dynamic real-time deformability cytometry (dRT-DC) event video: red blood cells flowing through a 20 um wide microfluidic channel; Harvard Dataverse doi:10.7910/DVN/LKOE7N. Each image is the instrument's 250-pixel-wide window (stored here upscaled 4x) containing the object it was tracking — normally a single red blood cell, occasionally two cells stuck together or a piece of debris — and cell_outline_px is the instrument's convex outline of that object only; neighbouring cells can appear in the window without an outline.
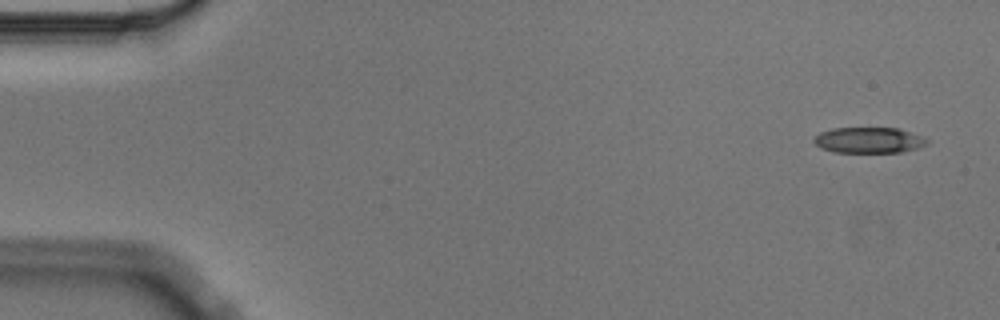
{"species": "Egyptian fruit bat (a non-hibernating species)", "species_latin": "Rousettus aegyptiacus", "temperature_condition": "cold", "stored_images_in_passage": 4, "camera_frame_rate_fps": 3000, "um_per_image_px": 0.085, "animal": {"sex": "male"}, "frame": {"image": 1, "passage_image": 1, "time_ms": 0.0, "image_size_px": [1000, 320], "cell_outline_px": [[928, 144], [904, 152], [836, 152], [820, 148], [812, 140], [820, 132], [832, 128], [900, 128], [924, 136], [928, 140]], "centroid_in_image_um": [73.88, 11.91], "position_along_channel_um": 11.1, "area_um2": 17.11}}
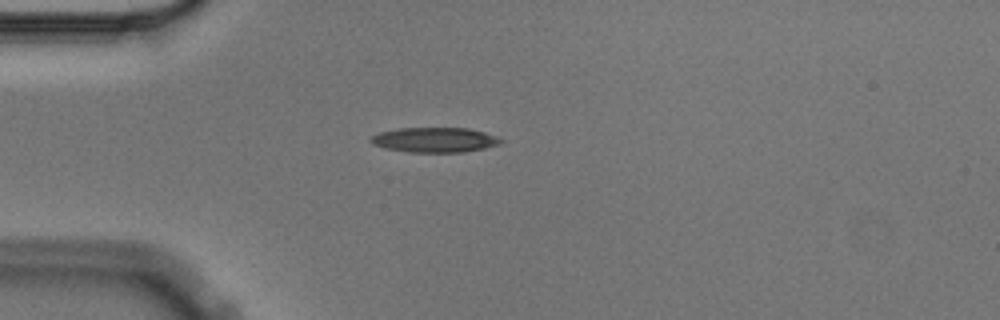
{"frame": {"image": 2, "passage_image": 4, "time_ms": 1.0, "image_size_px": [1000, 320], "cell_outline_px": [[504, 140], [500, 144], [484, 148], [464, 152], [408, 152], [388, 148], [372, 144], [368, 140], [372, 136], [380, 132], [400, 128], [468, 128], [500, 136]], "centroid_in_image_um": [37.0, 11.88], "position_along_channel_um": 48.0, "area_um2": 18.9}}